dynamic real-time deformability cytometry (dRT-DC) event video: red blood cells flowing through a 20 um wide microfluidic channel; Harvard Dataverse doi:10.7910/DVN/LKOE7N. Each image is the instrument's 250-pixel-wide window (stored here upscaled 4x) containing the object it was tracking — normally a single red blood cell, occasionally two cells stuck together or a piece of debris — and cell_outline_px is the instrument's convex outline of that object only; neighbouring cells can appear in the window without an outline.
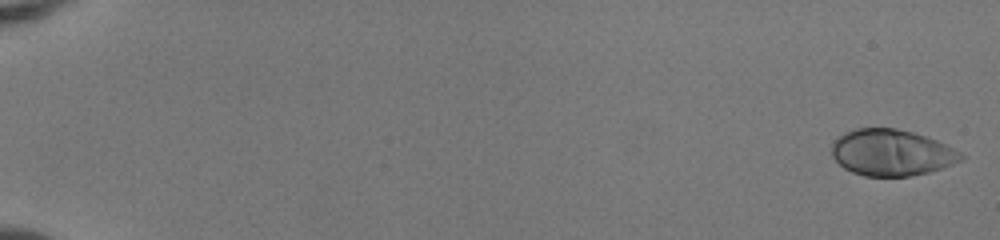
{"species": "human", "species_latin": "Homo sapiens", "temperature_condition": "room temperature", "stored_images_in_passage": 52, "camera_frame_rate_fps": 3000, "um_per_image_px": 0.085, "donor": {"sex": "female"}, "frame": {"image": 1, "passage_image": 1, "time_ms": 0.0, "image_size_px": [1000, 240], "cell_outline_px": [[964, 160], [928, 172], [908, 176], [864, 176], [852, 172], [844, 168], [832, 156], [832, 144], [836, 136], [844, 132], [856, 128], [896, 128], [912, 132], [936, 140], [960, 152], [964, 156]], "centroid_in_image_um": [75.74, 12.96], "position_along_channel_um": 9.3, "area_um2": 34.8}}
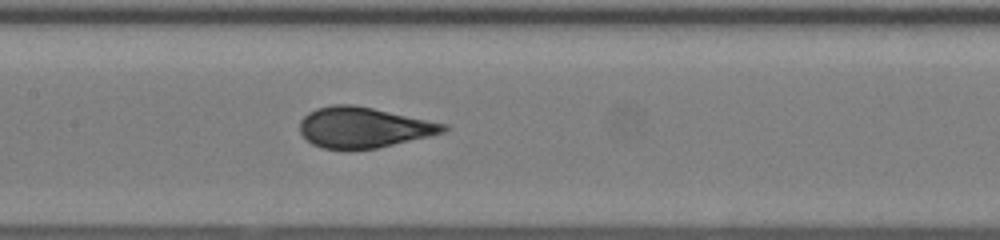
{"frame": {"image": 2, "passage_image": 28, "time_ms": 9.0, "image_size_px": [1000, 240], "cell_outline_px": [[448, 128], [444, 132], [428, 136], [376, 148], [320, 148], [312, 144], [300, 132], [300, 120], [308, 112], [316, 108], [332, 104], [352, 104], [372, 108], [448, 124]], "centroid_in_image_um": [30.87, 10.81], "position_along_channel_um": 176.5, "area_um2": 33.52}}
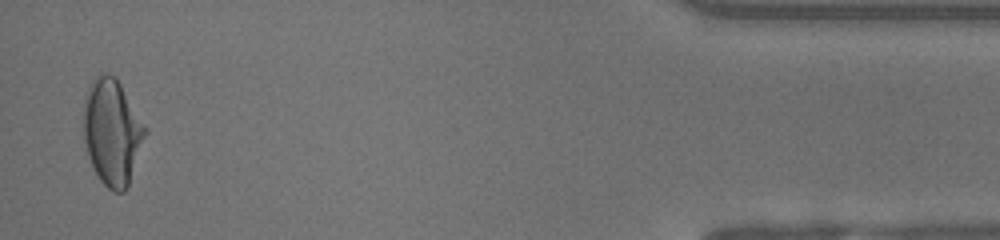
{"frame": {"image": 3, "passage_image": 51, "time_ms": 16.667, "image_size_px": [1000, 240], "cell_outline_px": [[148, 132], [128, 184], [124, 192], [112, 192], [100, 180], [88, 156], [84, 140], [84, 96], [92, 80], [100, 72], [116, 76], [148, 128]], "centroid_in_image_um": [9.55, 11.18], "position_along_channel_um": 425.7, "area_um2": 38.26}, "authors_computed_cell_mechanics": {"area_um2": 34.391, "velocity_mm_per_s": 4.1219, "shape_relaxation_time_tau1_ms": 5.3997, "shape_relaxation_time_tau2_ms": null, "deformation_change_tau1": 0.2356, "deformation_change_tau2": null}}